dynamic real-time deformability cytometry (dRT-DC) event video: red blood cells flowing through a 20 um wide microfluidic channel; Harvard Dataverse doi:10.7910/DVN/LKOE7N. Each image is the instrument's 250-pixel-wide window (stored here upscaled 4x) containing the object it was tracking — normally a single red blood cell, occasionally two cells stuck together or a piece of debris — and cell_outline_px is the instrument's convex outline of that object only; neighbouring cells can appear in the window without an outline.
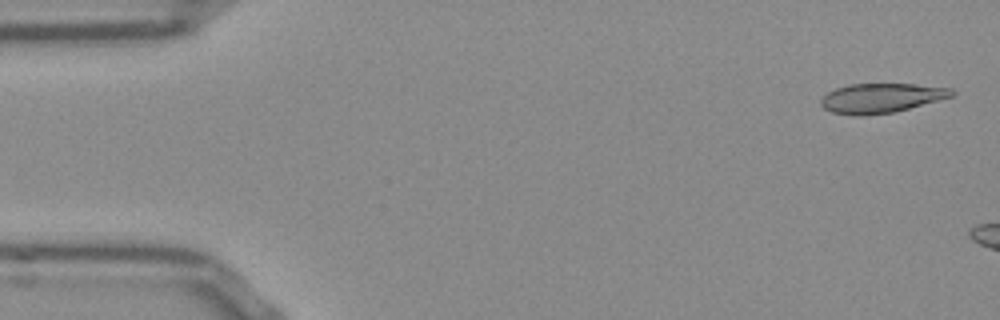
{"species": "Egyptian fruit bat (a non-hibernating species)", "species_latin": "Rousettus aegyptiacus", "temperature_condition": "room temperature", "stored_images_in_passage": 11, "camera_frame_rate_fps": 3000, "um_per_image_px": 0.085, "frame": {"image": 1, "passage_image": 2, "time_ms": 0.333, "image_size_px": [1000, 320], "cell_outline_px": [[956, 92], [952, 96], [908, 108], [892, 112], [864, 116], [856, 116], [832, 112], [824, 108], [820, 104], [820, 100], [828, 92], [836, 88], [848, 84], [916, 84], [952, 88]], "centroid_in_image_um": [74.88, 8.33], "position_along_channel_um": 10.1, "area_um2": 22.37}}